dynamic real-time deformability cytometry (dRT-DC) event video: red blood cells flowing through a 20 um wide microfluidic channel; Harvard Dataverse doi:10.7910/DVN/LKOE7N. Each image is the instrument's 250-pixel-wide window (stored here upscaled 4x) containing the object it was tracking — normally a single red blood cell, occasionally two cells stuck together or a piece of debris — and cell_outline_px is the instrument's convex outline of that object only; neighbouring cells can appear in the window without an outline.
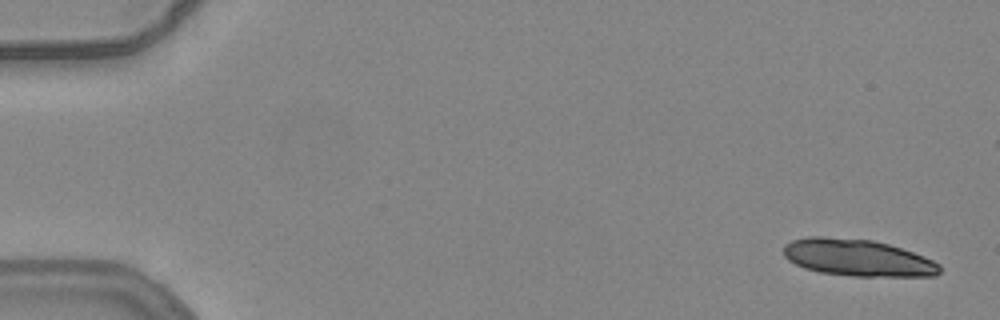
{"species": "common noctule bat (a hibernating species)", "species_latin": "Nyctalus noctula", "temperature_condition": "warm", "stored_images_in_passage": 16, "camera_frame_rate_fps": 3000, "um_per_image_px": 0.085, "animal": {"sex": "female", "body_mass_g": 24.6, "forearm_length_mm": 56.2}, "frame": {"image": 1, "passage_image": 1, "time_ms": 0.0, "image_size_px": [1000, 320], "cell_outline_px": [[940, 272], [936, 276], [852, 276], [820, 272], [804, 268], [788, 260], [784, 256], [784, 244], [792, 240], [808, 236], [824, 236], [872, 240], [888, 244], [924, 256], [940, 264]], "centroid_in_image_um": [72.88, 21.9], "position_along_channel_um": 12.1, "area_um2": 33.58}}